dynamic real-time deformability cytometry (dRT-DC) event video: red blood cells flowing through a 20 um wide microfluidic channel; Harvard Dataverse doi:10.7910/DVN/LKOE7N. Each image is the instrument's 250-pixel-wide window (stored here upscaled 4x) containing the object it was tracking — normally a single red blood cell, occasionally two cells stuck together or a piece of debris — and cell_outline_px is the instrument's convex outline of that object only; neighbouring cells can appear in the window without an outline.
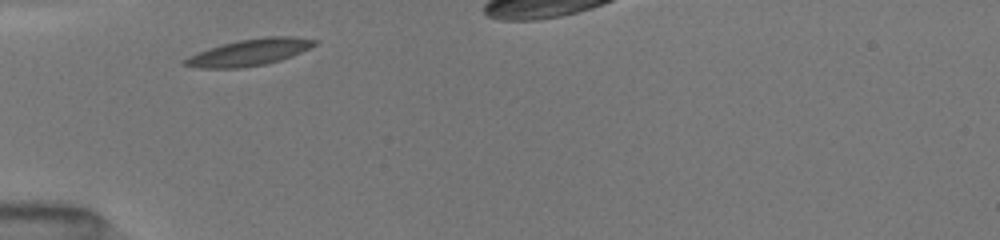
{"species": "common noctule bat (a hibernating species)", "species_latin": "Nyctalus noctula", "temperature_condition": "room temperature", "stored_images_in_passage": 9, "camera_frame_rate_fps": 3000, "um_per_image_px": 0.085, "animal": {"sex": "female", "body_mass_g": 19.5, "forearm_length_mm": 54.1}, "frame": {"image": 1, "passage_image": 1, "time_ms": 0.0, "image_size_px": [1000, 240], "cell_outline_px": [[320, 40], [316, 44], [292, 56], [280, 60], [264, 64], [240, 68], [196, 68], [180, 64], [180, 60], [188, 56], [208, 48], [240, 40], [264, 36], [292, 36]], "centroid_in_image_um": [21.15, 4.45], "position_along_channel_um": 63.8, "area_um2": 20.17}}
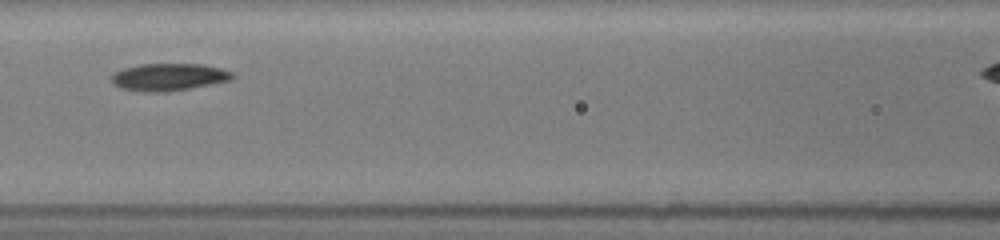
{"frame": {"image": 2, "passage_image": 5, "time_ms": 2.333, "image_size_px": [1000, 240], "cell_outline_px": [[232, 80], [168, 92], [144, 92], [120, 88], [112, 84], [112, 76], [116, 72], [124, 68], [140, 64], [204, 64], [220, 68], [232, 72]], "centroid_in_image_um": [14.33, 6.55], "position_along_channel_um": 152.3, "area_um2": 19.19}}
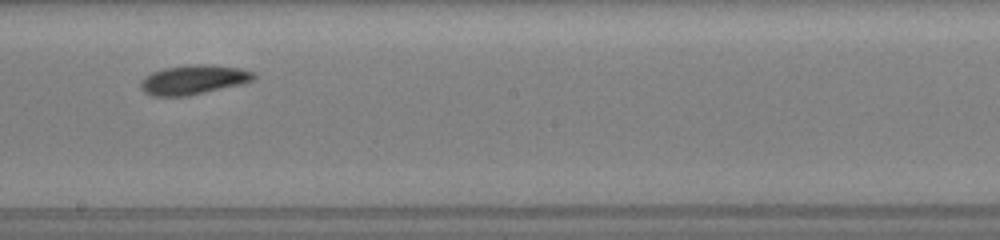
{"frame": {"image": 3, "passage_image": 8, "time_ms": 4.333, "image_size_px": [1000, 240], "cell_outline_px": [[256, 76], [252, 80], [244, 84], [188, 96], [152, 96], [144, 92], [140, 88], [140, 80], [144, 76], [152, 72], [164, 68], [188, 64], [204, 64], [240, 68], [252, 72]], "centroid_in_image_um": [16.41, 6.78], "position_along_channel_um": 231.8, "area_um2": 19.59}}